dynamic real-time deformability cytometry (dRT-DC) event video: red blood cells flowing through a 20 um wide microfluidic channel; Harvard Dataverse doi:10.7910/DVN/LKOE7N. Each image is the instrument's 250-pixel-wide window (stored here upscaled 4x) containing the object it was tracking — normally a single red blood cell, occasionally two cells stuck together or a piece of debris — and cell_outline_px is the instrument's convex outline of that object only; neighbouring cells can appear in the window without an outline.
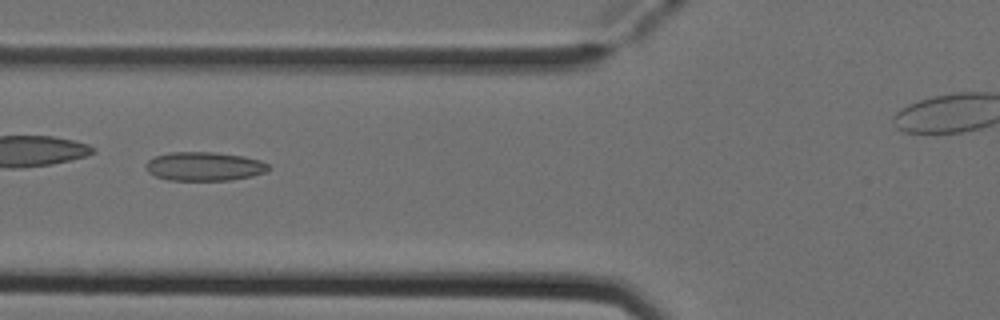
{"species": "Egyptian fruit bat (a non-hibernating species)", "species_latin": "Rousettus aegyptiacus", "temperature_condition": "cold", "stored_images_in_passage": 5, "camera_frame_rate_fps": 3000, "um_per_image_px": 0.085, "animal": {"sex": "female"}, "frame": {"image": 1, "passage_image": 5, "time_ms": 1.333, "image_size_px": [1000, 320], "cell_outline_px": [[268, 172], [252, 176], [232, 180], [168, 180], [156, 176], [148, 172], [144, 168], [144, 164], [148, 160], [156, 156], [168, 152], [212, 152], [244, 156], [260, 160], [268, 164]], "centroid_in_image_um": [17.35, 14.14], "position_along_channel_um": 108.5, "area_um2": 20.75}}